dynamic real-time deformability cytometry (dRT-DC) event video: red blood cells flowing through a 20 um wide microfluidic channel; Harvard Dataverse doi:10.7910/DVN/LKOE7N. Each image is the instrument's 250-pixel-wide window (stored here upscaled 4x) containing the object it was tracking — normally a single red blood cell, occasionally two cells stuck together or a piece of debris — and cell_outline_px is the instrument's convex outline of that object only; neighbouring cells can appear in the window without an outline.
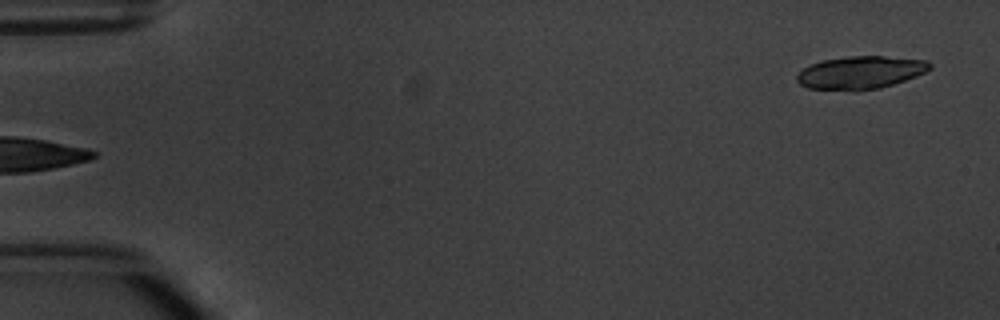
{"species": "common noctule bat (a hibernating species)", "species_latin": "Nyctalus noctula", "temperature_condition": "warm", "stored_images_in_passage": 4, "segment_of_instrument_passage": [2, 2], "camera_frame_rate_fps": 3000, "um_per_image_px": 0.085, "animal": {"sex": "male", "body_mass_g": 20.1, "forearm_length_mm": 53.5}, "frame": {"image": 1, "passage_image": 4, "time_ms": 4.333, "image_size_px": [1000, 320], "cell_outline_px": [[932, 68], [916, 76], [880, 88], [808, 88], [800, 84], [796, 80], [796, 76], [808, 64], [824, 60], [848, 56], [884, 56], [928, 60], [932, 64]], "centroid_in_image_um": [73.17, 6.12], "position_along_channel_um": 11.8, "area_um2": 24.68}}